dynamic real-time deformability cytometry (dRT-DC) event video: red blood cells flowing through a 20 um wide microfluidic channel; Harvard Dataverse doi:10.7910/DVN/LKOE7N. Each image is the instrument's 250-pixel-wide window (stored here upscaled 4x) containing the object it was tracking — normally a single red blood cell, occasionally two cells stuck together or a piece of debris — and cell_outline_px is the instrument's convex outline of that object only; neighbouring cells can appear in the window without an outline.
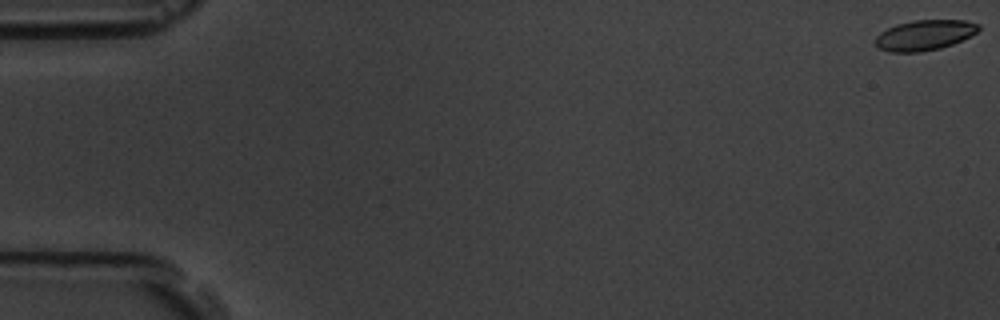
{"species": "common noctule bat (a hibernating species)", "species_latin": "Nyctalus noctula", "temperature_condition": "room temperature", "stored_images_in_passage": 7, "camera_frame_rate_fps": 3000, "um_per_image_px": 0.085, "animal": {"sex": "male", "body_mass_g": 19.5, "forearm_length_mm": 54.6}, "frame": {"image": 1, "passage_image": 1, "time_ms": 0.0, "image_size_px": [1000, 320], "cell_outline_px": [[980, 28], [976, 32], [952, 44], [940, 48], [920, 52], [888, 52], [880, 48], [876, 44], [876, 36], [880, 32], [896, 24], [912, 20], [964, 20], [980, 24]], "centroid_in_image_um": [78.57, 2.98], "position_along_channel_um": 6.4, "area_um2": 18.09}}
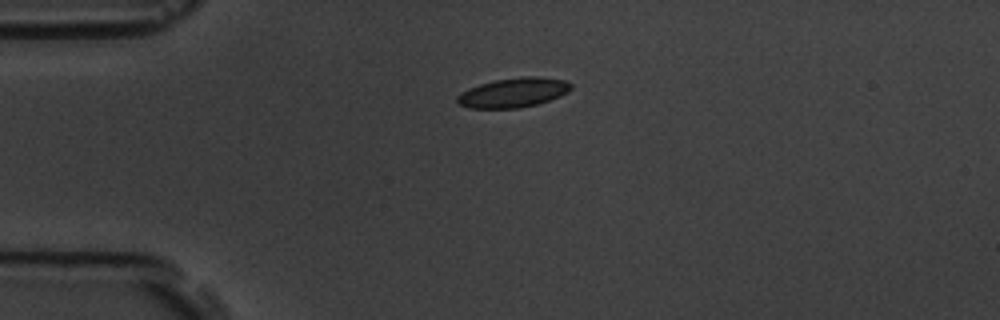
{"frame": {"image": 2, "passage_image": 5, "time_ms": 4.667, "image_size_px": [1000, 320], "cell_outline_px": [[572, 88], [568, 92], [560, 96], [536, 104], [520, 108], [468, 108], [456, 104], [456, 96], [460, 92], [468, 88], [480, 84], [496, 80], [524, 76], [540, 76], [564, 80], [572, 84]], "centroid_in_image_um": [43.6, 7.87], "position_along_channel_um": 41.4, "area_um2": 19.71}}
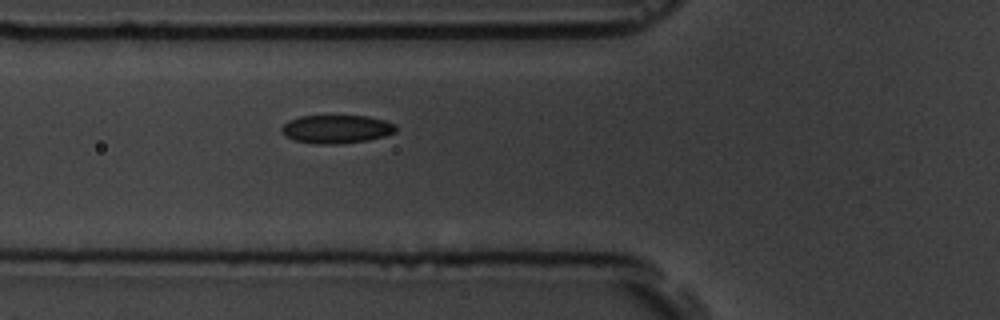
{"frame": {"image": 3, "passage_image": 7, "time_ms": 7.0, "image_size_px": [1000, 320], "cell_outline_px": [[396, 132], [384, 136], [368, 140], [336, 144], [316, 144], [292, 140], [284, 136], [280, 128], [288, 120], [300, 116], [368, 116], [384, 120], [396, 124]], "centroid_in_image_um": [28.57, 10.98], "position_along_channel_um": 97.2, "area_um2": 19.02}}